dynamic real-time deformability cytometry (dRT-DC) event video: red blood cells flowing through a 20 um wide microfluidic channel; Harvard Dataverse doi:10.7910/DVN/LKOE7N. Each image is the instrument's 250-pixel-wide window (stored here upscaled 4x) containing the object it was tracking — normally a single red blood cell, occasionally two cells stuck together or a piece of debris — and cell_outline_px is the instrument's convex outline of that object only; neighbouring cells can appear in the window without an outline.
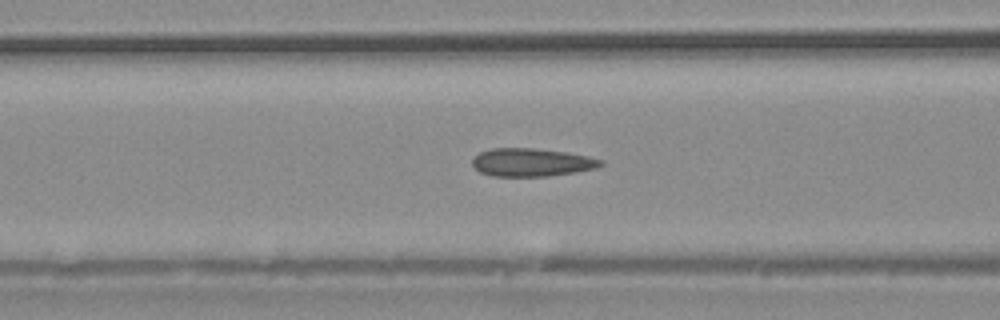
{"species": "common noctule bat (a hibernating species)", "species_latin": "Nyctalus noctula", "temperature_condition": "warm", "stored_images_in_passage": 34, "camera_frame_rate_fps": 3000, "um_per_image_px": 0.085, "animal": {"sex": "male", "body_mass_g": 20.4}, "frame": {"image": 1, "passage_image": 10, "time_ms": 3.0, "image_size_px": [1000, 320], "cell_outline_px": [[604, 164], [596, 168], [576, 172], [548, 176], [492, 176], [480, 172], [472, 164], [472, 160], [480, 152], [492, 148], [536, 148], [564, 152], [588, 156], [604, 160]], "centroid_in_image_um": [45.21, 13.8], "position_along_channel_um": 121.4, "area_um2": 20.98}}